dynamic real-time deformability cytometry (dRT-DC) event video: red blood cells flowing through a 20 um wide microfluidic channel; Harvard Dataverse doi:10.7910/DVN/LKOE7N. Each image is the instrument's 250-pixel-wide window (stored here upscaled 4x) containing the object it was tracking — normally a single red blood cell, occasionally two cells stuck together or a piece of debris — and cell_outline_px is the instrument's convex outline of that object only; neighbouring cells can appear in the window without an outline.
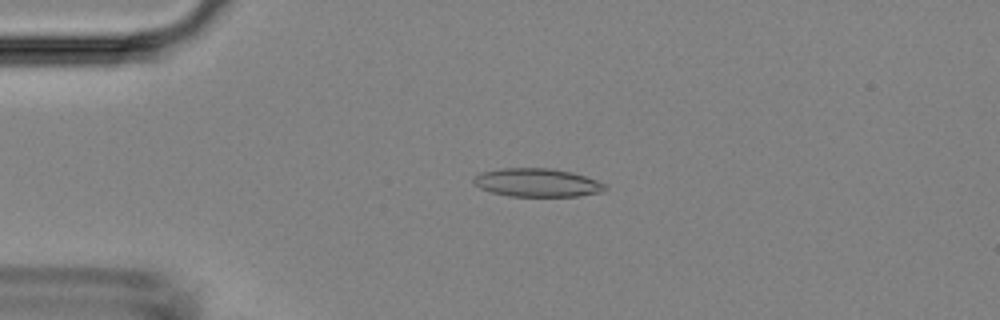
{"species": "Egyptian fruit bat (a non-hibernating species)", "species_latin": "Rousettus aegyptiacus", "temperature_condition": "room temperature", "stored_images_in_passage": 42, "camera_frame_rate_fps": 3000, "um_per_image_px": 0.085, "animal": {"sex": "female"}, "frame": {"image": 1, "passage_image": 4, "time_ms": 1.0, "image_size_px": [1000, 320], "cell_outline_px": [[608, 188], [604, 192], [580, 196], [508, 196], [492, 192], [480, 188], [472, 184], [472, 180], [480, 172], [500, 168], [552, 168], [572, 172], [608, 184]], "centroid_in_image_um": [45.68, 15.52], "position_along_channel_um": 39.3, "area_um2": 22.02}}
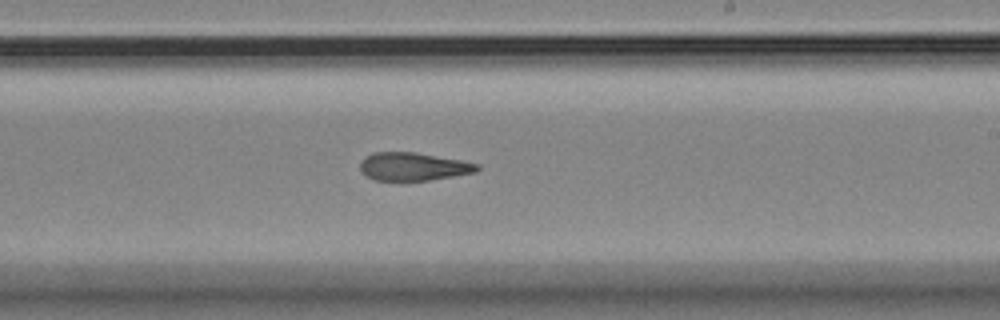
{"frame": {"image": 2, "passage_image": 22, "time_ms": 7.0, "image_size_px": [1000, 320], "cell_outline_px": [[480, 168], [476, 172], [428, 180], [376, 180], [360, 172], [360, 160], [364, 156], [372, 152], [416, 152], [460, 160], [480, 164]], "centroid_in_image_um": [35.09, 14.14], "position_along_channel_um": 253.9, "area_um2": 19.13}}
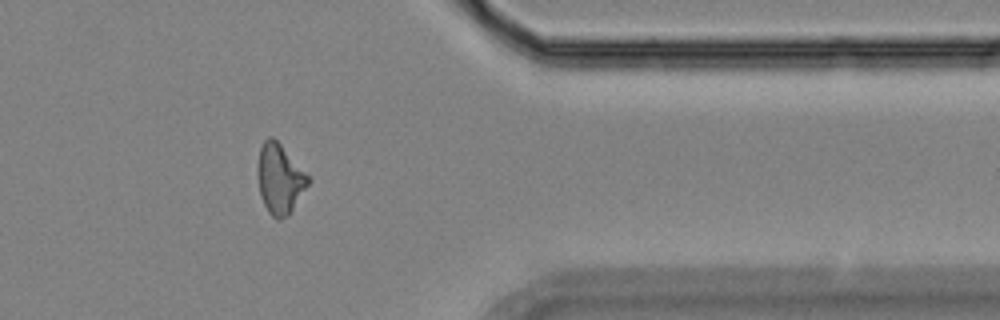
{"frame": {"image": 3, "passage_image": 33, "time_ms": 10.667, "image_size_px": [1000, 320], "cell_outline_px": [[312, 180], [288, 216], [280, 220], [276, 220], [268, 212], [260, 196], [256, 172], [256, 164], [260, 148], [264, 140], [268, 136], [272, 136], [280, 144]], "centroid_in_image_um": [23.75, 15.22], "position_along_channel_um": 387.7, "area_um2": 20.75}}